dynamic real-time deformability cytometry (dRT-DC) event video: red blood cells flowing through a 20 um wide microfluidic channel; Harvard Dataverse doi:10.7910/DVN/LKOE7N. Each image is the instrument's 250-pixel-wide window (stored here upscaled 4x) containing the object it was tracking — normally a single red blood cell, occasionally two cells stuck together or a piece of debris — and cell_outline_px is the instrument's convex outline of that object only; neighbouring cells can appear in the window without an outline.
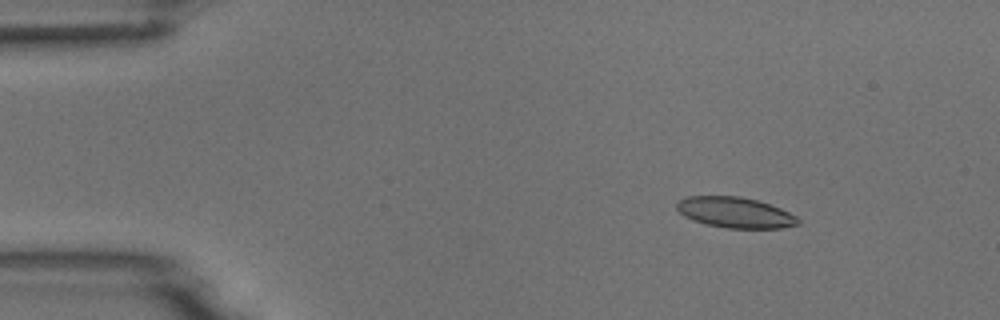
{"species": "common noctule bat (a hibernating species)", "species_latin": "Nyctalus noctula", "temperature_condition": "room temperature", "stored_images_in_passage": 5, "camera_frame_rate_fps": 3000, "um_per_image_px": 0.085, "animal": {"sex": "male", "body_mass_g": 18.8}, "frame": {"image": 1, "passage_image": 2, "time_ms": 1.0, "image_size_px": [1000, 320], "cell_outline_px": [[800, 224], [780, 228], [728, 228], [704, 224], [692, 220], [684, 216], [676, 208], [676, 204], [680, 200], [688, 196], [740, 196], [756, 200], [780, 208], [796, 216], [800, 220]], "centroid_in_image_um": [62.47, 18.07], "position_along_channel_um": 22.5, "area_um2": 21.62}}
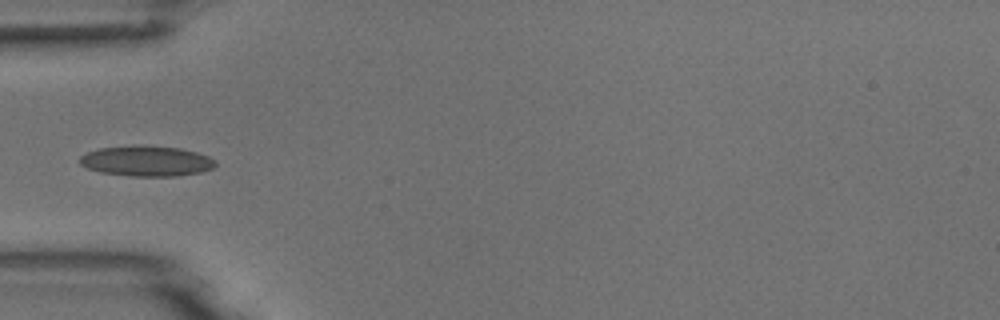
{"frame": {"image": 2, "passage_image": 5, "time_ms": 4.333, "image_size_px": [1000, 320], "cell_outline_px": [[216, 164], [212, 168], [200, 172], [176, 176], [132, 176], [100, 172], [88, 168], [80, 164], [80, 156], [88, 152], [100, 148], [180, 148], [196, 152], [208, 156], [216, 160]], "centroid_in_image_um": [12.49, 13.73], "position_along_channel_um": 72.5, "area_um2": 22.95}}